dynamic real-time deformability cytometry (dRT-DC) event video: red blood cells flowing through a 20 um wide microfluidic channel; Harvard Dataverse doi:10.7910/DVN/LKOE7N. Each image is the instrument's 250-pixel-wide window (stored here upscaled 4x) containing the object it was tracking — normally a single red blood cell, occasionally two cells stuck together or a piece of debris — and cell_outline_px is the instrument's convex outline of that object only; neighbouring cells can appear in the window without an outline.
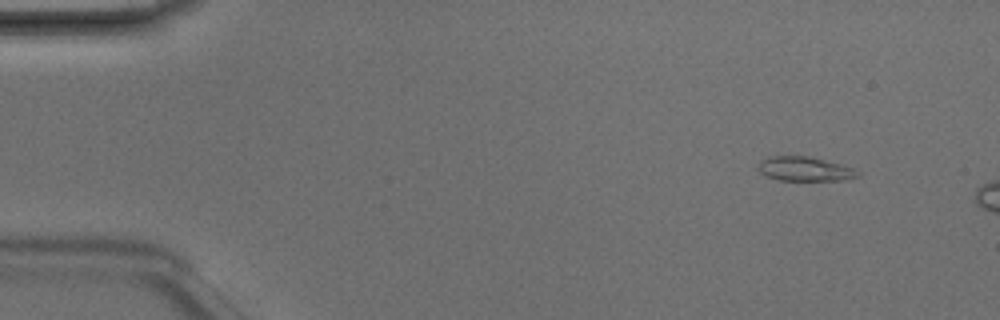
{"species": "Egyptian fruit bat (a non-hibernating species)", "species_latin": "Rousettus aegyptiacus", "temperature_condition": "room temperature", "stored_images_in_passage": 3, "camera_frame_rate_fps": 3000, "um_per_image_px": 0.085, "animal": {"sex": "male"}, "frame": {"image": 1, "passage_image": 1, "time_ms": 0.0, "image_size_px": [1000, 320], "cell_outline_px": [[860, 176], [848, 180], [776, 180], [760, 172], [760, 160], [768, 156], [808, 156], [840, 164], [852, 168], [860, 172]], "centroid_in_image_um": [68.43, 14.36], "position_along_channel_um": 16.6, "area_um2": 13.99}}